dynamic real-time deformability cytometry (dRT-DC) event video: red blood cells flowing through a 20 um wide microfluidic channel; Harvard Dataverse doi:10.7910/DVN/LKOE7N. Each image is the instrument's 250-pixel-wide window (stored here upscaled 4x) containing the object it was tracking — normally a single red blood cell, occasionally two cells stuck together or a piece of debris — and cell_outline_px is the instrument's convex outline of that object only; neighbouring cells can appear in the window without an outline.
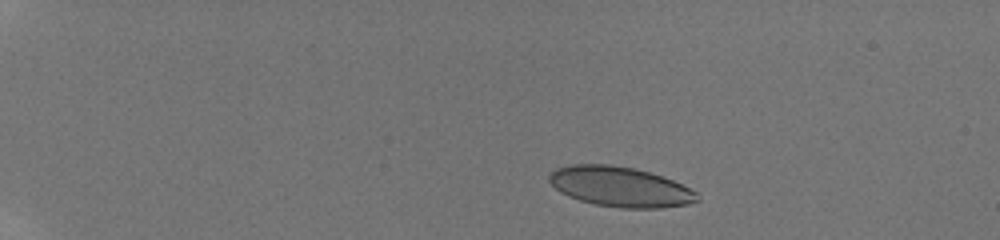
{"species": "human", "species_latin": "Homo sapiens", "temperature_condition": "room temperature", "stored_images_in_passage": 74, "camera_frame_rate_fps": 3000, "um_per_image_px": 0.085, "donor": {"sex": "male"}, "frame": {"image": 1, "passage_image": 1, "time_ms": 0.0, "image_size_px": [1000, 240], "cell_outline_px": [[700, 200], [688, 204], [660, 208], [620, 208], [596, 204], [580, 200], [568, 196], [560, 192], [548, 180], [548, 176], [556, 168], [572, 164], [612, 164], [632, 168], [648, 172], [672, 180], [696, 192]], "centroid_in_image_um": [52.69, 15.87], "position_along_channel_um": 32.3, "area_um2": 34.28}}
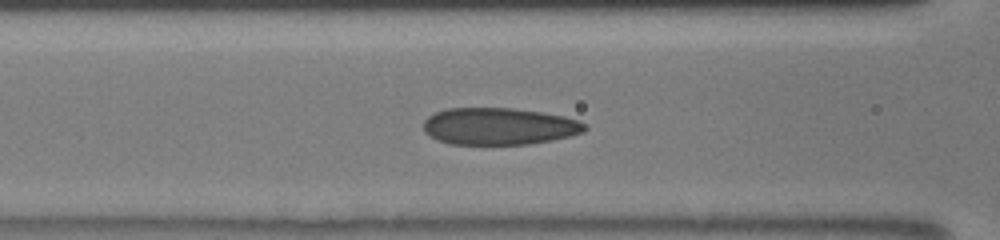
{"frame": {"image": 2, "passage_image": 31, "time_ms": 5.0, "image_size_px": [1000, 240], "cell_outline_px": [[588, 128], [584, 132], [552, 140], [528, 144], [448, 144], [436, 140], [424, 132], [424, 120], [428, 116], [436, 112], [448, 108], [512, 108], [540, 112], [564, 116], [588, 124]], "centroid_in_image_um": [42.41, 10.74], "position_along_channel_um": 124.2, "area_um2": 34.85}}
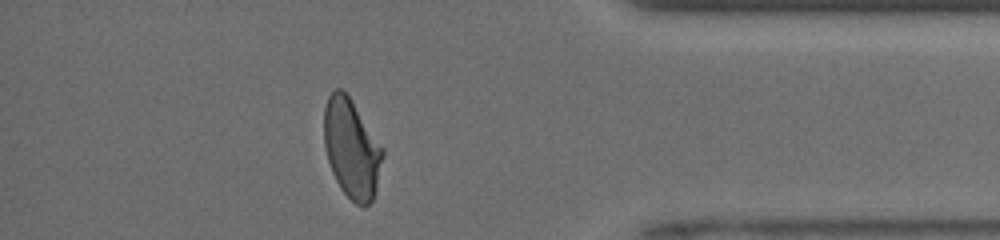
{"frame": {"image": 3, "passage_image": 66, "time_ms": 12.333, "image_size_px": [1000, 240], "cell_outline_px": [[384, 156], [376, 188], [372, 200], [364, 208], [356, 204], [340, 188], [332, 172], [328, 160], [324, 144], [324, 108], [328, 96], [336, 88], [340, 88], [348, 96], [384, 148]], "centroid_in_image_um": [29.89, 12.65], "position_along_channel_um": 405.3, "area_um2": 33.64}, "authors_computed_cell_mechanics": {"area_um2": 35.1424, "velocity_mm_per_s": 4.0887, "shape_relaxation_time_tau1_ms": 4.3236, "shape_relaxation_time_tau2_ms": 0.8898, "deformation_change_tau1": 0.1588, "deformation_change_tau2": 0.0618}}